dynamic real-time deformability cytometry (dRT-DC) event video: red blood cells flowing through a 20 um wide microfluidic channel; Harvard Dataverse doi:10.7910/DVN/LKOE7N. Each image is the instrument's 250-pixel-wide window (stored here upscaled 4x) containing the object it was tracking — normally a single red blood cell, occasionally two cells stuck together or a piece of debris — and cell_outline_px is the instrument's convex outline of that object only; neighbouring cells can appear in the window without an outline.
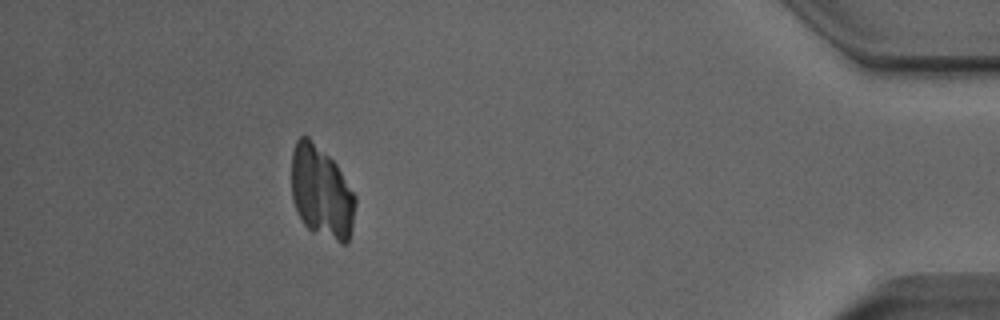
{"species": "Egyptian fruit bat (a non-hibernating species)", "species_latin": "Rousettus aegyptiacus", "temperature_condition": "room temperature", "stored_images_in_passage": 46, "camera_frame_rate_fps": 3000, "um_per_image_px": 0.085, "animal": {"sex": "male"}, "frame": {"image": 1, "passage_image": 41, "time_ms": 13.333, "image_size_px": [1000, 320], "cell_outline_px": [[356, 204], [352, 228], [348, 244], [340, 244], [312, 232], [304, 224], [292, 200], [292, 152], [296, 140], [300, 136], [308, 136], [336, 164], [356, 196]], "centroid_in_image_um": [27.34, 16.38], "position_along_channel_um": 407.9, "area_um2": 34.45}}